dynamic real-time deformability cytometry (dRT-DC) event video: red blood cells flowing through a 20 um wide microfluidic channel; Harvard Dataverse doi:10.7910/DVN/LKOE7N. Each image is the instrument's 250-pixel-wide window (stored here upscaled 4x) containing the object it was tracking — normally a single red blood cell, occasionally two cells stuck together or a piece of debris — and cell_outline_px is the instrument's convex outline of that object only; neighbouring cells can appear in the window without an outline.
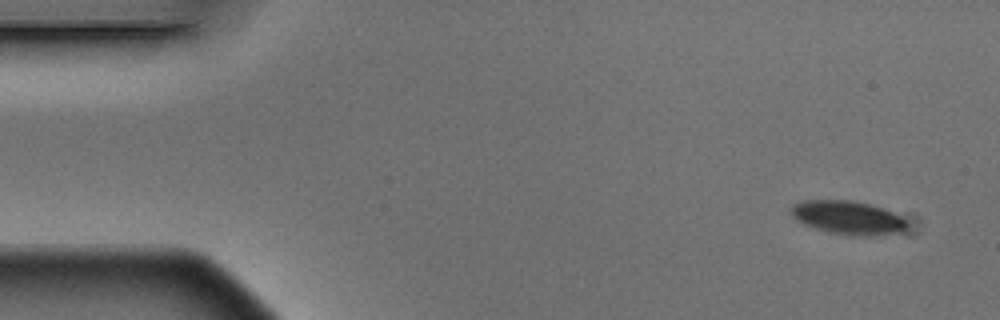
{"species": "Egyptian fruit bat (a non-hibernating species)", "species_latin": "Rousettus aegyptiacus", "temperature_condition": "warm", "stored_images_in_passage": 4, "camera_frame_rate_fps": 3000, "um_per_image_px": 0.085, "animal": {"sex": "male"}, "frame": {"image": 1, "passage_image": 1, "time_ms": 0.0, "image_size_px": [1000, 320], "cell_outline_px": [[912, 232], [880, 236], [848, 236], [828, 232], [804, 224], [796, 220], [788, 212], [796, 204], [804, 200], [852, 200], [868, 204], [892, 212], [904, 220], [908, 224]], "centroid_in_image_um": [72.15, 18.54], "position_along_channel_um": 12.9, "area_um2": 23.12}}